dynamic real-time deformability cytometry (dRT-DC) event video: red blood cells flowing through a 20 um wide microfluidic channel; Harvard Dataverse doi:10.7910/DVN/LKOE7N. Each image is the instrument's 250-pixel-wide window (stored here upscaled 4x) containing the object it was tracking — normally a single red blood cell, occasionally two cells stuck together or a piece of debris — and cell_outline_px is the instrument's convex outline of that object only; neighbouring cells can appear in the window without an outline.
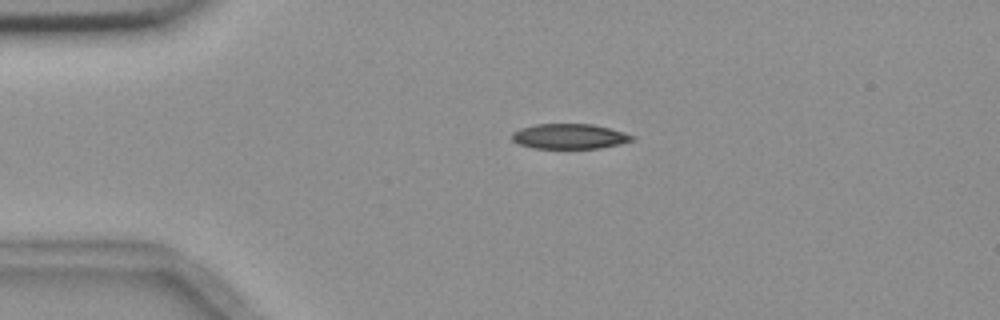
{"species": "common noctule bat (a hibernating species)", "species_latin": "Nyctalus noctula", "temperature_condition": "room temperature", "stored_images_in_passage": 2, "camera_frame_rate_fps": 3000, "um_per_image_px": 0.085, "animal": {"sex": "female", "body_mass_g": 18.4}, "frame": {"image": 1, "passage_image": 1, "time_ms": 0.0, "image_size_px": [1000, 320], "cell_outline_px": [[636, 136], [632, 140], [620, 144], [600, 148], [532, 148], [520, 144], [512, 140], [512, 132], [520, 128], [536, 124], [592, 124], [624, 132]], "centroid_in_image_um": [48.4, 11.59], "position_along_channel_um": 36.6, "area_um2": 17.51}}